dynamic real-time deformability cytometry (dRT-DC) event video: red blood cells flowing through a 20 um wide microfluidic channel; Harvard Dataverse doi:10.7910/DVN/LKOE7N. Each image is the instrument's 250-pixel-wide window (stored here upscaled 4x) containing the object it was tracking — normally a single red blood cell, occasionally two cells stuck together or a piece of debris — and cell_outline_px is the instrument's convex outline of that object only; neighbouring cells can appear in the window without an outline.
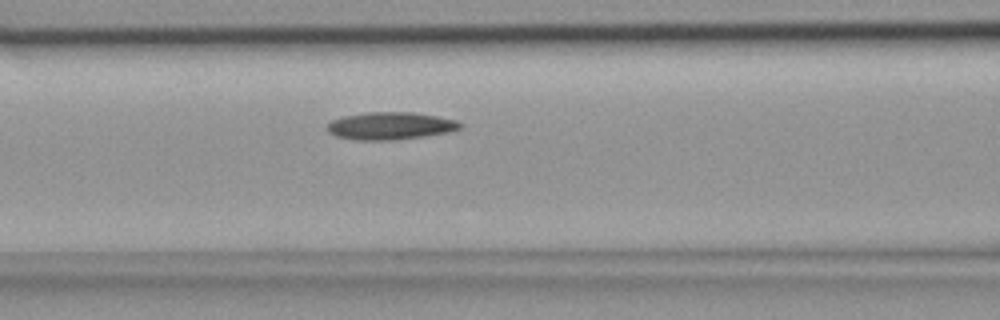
{"species": "common noctule bat (a hibernating species)", "species_latin": "Nyctalus noctula", "temperature_condition": "room temperature", "stored_images_in_passage": 28, "camera_frame_rate_fps": 3000, "um_per_image_px": 0.085, "animal": {"sex": "female", "body_mass_g": 18.4}, "frame": {"image": 1, "passage_image": 7, "time_ms": 2.0, "image_size_px": [1000, 320], "cell_outline_px": [[464, 124], [460, 128], [452, 132], [396, 140], [356, 140], [336, 136], [328, 132], [328, 124], [332, 120], [344, 116], [368, 112], [412, 112], [436, 116], [456, 120]], "centroid_in_image_um": [33.21, 10.7], "position_along_channel_um": 133.4, "area_um2": 21.33}}
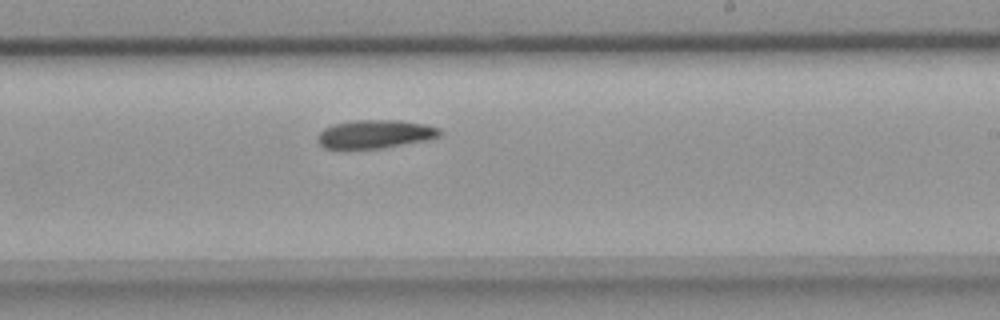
{"frame": {"image": 2, "passage_image": 15, "time_ms": 4.667, "image_size_px": [1000, 320], "cell_outline_px": [[444, 132], [440, 136], [428, 140], [380, 148], [324, 148], [316, 140], [316, 136], [324, 128], [336, 124], [356, 120], [400, 120], [428, 124], [440, 128]], "centroid_in_image_um": [31.94, 11.39], "position_along_channel_um": 257.1, "area_um2": 20.29}}
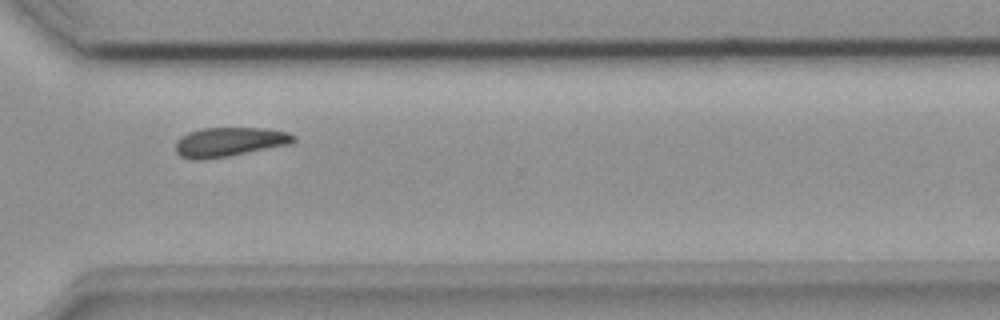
{"frame": {"image": 3, "passage_image": 21, "time_ms": 6.667, "image_size_px": [1000, 320], "cell_outline_px": [[296, 140], [288, 144], [228, 156], [200, 160], [196, 160], [180, 156], [176, 152], [176, 144], [188, 132], [204, 128], [264, 128], [288, 132], [296, 136]], "centroid_in_image_um": [19.51, 12.06], "position_along_channel_um": 351.1, "area_um2": 19.77}}